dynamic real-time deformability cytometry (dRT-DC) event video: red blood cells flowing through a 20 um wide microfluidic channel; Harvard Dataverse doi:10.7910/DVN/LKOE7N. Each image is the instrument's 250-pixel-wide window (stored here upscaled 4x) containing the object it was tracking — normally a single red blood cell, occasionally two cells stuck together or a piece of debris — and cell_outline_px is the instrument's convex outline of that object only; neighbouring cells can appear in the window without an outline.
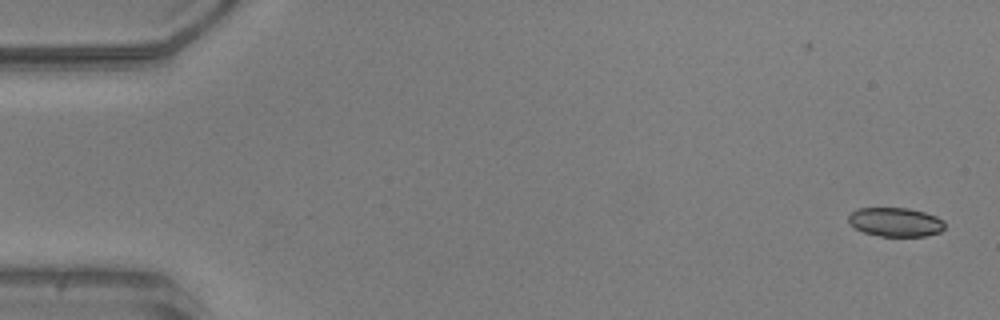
{"species": "common noctule bat (a hibernating species)", "species_latin": "Nyctalus noctula", "temperature_condition": "warm", "stored_images_in_passage": 52, "camera_frame_rate_fps": 3000, "um_per_image_px": 0.085, "animal": {"sex": "male", "body_mass_g": 20.5, "forearm_length_mm": 52.5}, "frame": {"image": 1, "passage_image": 1, "time_ms": 0.0, "image_size_px": [1000, 320], "cell_outline_px": [[944, 228], [940, 232], [924, 236], [880, 236], [864, 232], [856, 228], [848, 220], [848, 216], [856, 208], [908, 208], [924, 212], [936, 216], [944, 220]], "centroid_in_image_um": [76.13, 18.87], "position_along_channel_um": 8.9, "area_um2": 16.18}}
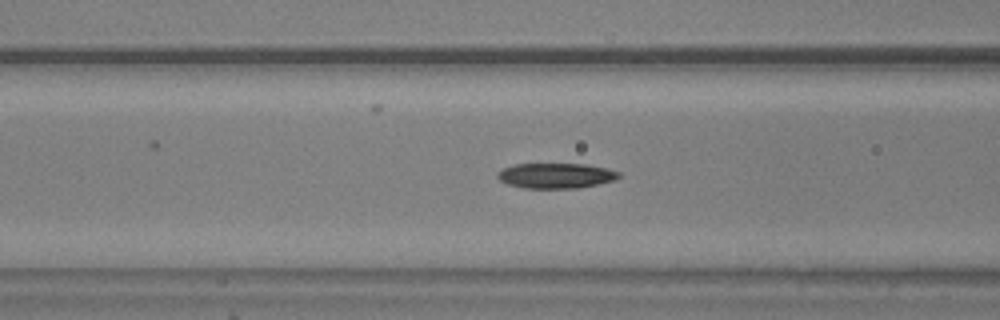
{"frame": {"image": 2, "passage_image": 20, "time_ms": 6.333, "image_size_px": [1000, 320], "cell_outline_px": [[620, 176], [616, 180], [580, 188], [524, 188], [508, 184], [500, 180], [496, 176], [496, 172], [504, 168], [516, 164], [588, 164], [608, 168], [620, 172]], "centroid_in_image_um": [47.28, 14.93], "position_along_channel_um": 119.3, "area_um2": 17.98}}
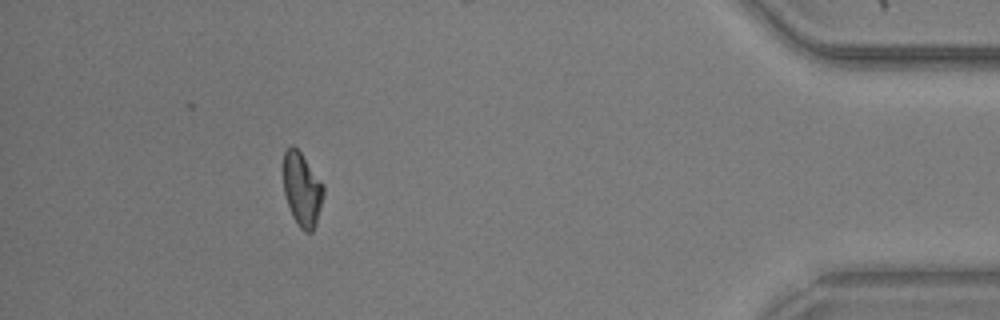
{"frame": {"image": 3, "passage_image": 46, "time_ms": 15.0, "image_size_px": [1000, 320], "cell_outline_px": [[324, 196], [316, 224], [312, 232], [304, 232], [300, 228], [292, 216], [284, 192], [284, 152], [292, 144], [300, 152], [324, 184]], "centroid_in_image_um": [25.69, 16.12], "position_along_channel_um": 409.5, "area_um2": 17.17}, "authors_computed_cell_mechanics": {"area_um2": 17.629, "velocity_mm_per_s": 3.9636, "shape_relaxation_time_tau1_ms": 6.6569, "shape_relaxation_time_tau2_ms": 3.5959, "deformation_change_tau1": 0.1904, "deformation_change_tau2": 0.089}}